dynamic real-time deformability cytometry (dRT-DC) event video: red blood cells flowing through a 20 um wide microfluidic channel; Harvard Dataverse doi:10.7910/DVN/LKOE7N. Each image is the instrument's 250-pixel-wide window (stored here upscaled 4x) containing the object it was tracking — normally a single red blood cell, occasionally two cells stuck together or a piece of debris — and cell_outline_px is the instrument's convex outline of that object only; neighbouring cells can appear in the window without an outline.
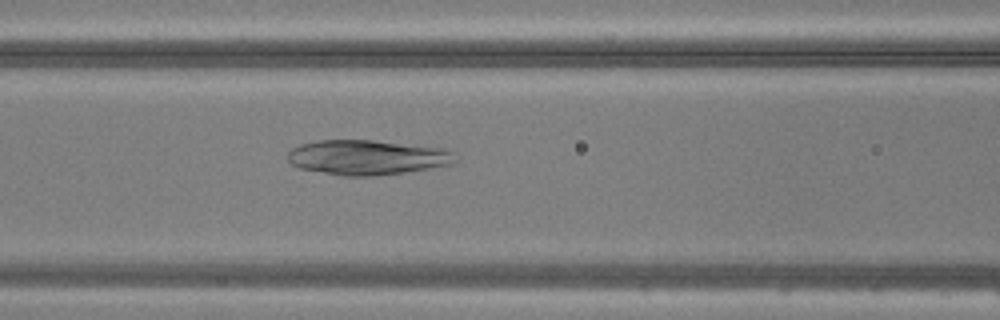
{"species": "common noctule bat (a hibernating species)", "species_latin": "Nyctalus noctula", "temperature_condition": "warm", "stored_images_in_passage": 47, "camera_frame_rate_fps": 3000, "um_per_image_px": 0.085, "animal": {"sex": "male", "body_mass_g": 20.5, "forearm_length_mm": 52.5}, "frame": {"image": 1, "passage_image": 20, "time_ms": 6.333, "image_size_px": [1000, 320], "cell_outline_px": [[456, 164], [404, 172], [372, 176], [340, 176], [300, 168], [292, 164], [288, 160], [288, 152], [292, 148], [300, 144], [316, 140], [372, 140], [444, 148], [452, 152], [456, 160]], "centroid_in_image_um": [31.2, 13.38], "position_along_channel_um": 135.4, "area_um2": 34.1}}
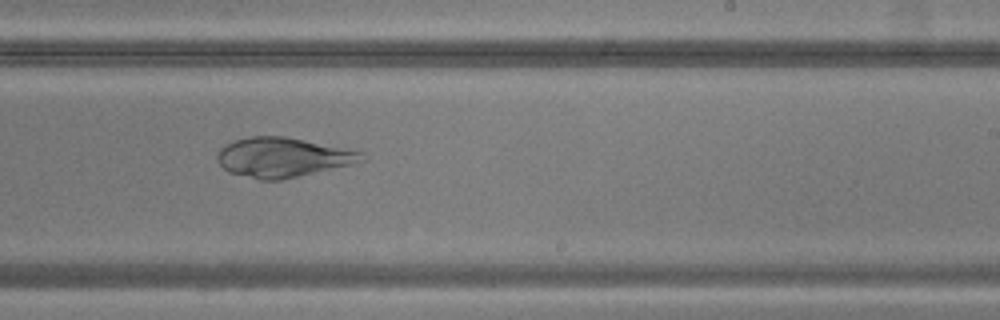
{"frame": {"image": 2, "passage_image": 29, "time_ms": 9.333, "image_size_px": [1000, 320], "cell_outline_px": [[364, 160], [352, 164], [280, 180], [260, 180], [228, 172], [216, 160], [216, 156], [220, 148], [236, 140], [248, 136], [284, 136], [364, 152]], "centroid_in_image_um": [24.0, 13.37], "position_along_channel_um": 265.0, "area_um2": 33.0}}
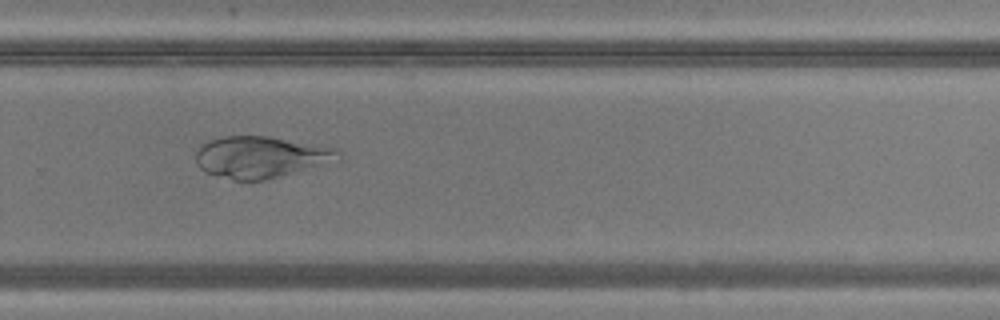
{"frame": {"image": 3, "passage_image": 32, "time_ms": 10.333, "image_size_px": [1000, 320], "cell_outline_px": [[340, 164], [264, 180], [232, 180], [204, 172], [196, 164], [196, 152], [208, 140], [224, 136], [268, 136], [336, 148], [340, 152]], "centroid_in_image_um": [22.29, 13.38], "position_along_channel_um": 307.5, "area_um2": 35.43}}